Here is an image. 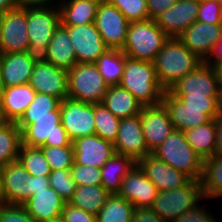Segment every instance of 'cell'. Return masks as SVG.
I'll list each match as a JSON object with an SVG mask.
<instances>
[{"label":"cell","mask_w":222,"mask_h":222,"mask_svg":"<svg viewBox=\"0 0 222 222\" xmlns=\"http://www.w3.org/2000/svg\"><path fill=\"white\" fill-rule=\"evenodd\" d=\"M185 108L194 109H222V97H205V96H175Z\"/></svg>","instance_id":"cell-47"},{"label":"cell","mask_w":222,"mask_h":222,"mask_svg":"<svg viewBox=\"0 0 222 222\" xmlns=\"http://www.w3.org/2000/svg\"><path fill=\"white\" fill-rule=\"evenodd\" d=\"M197 21L208 24H222V5L218 0L199 2Z\"/></svg>","instance_id":"cell-45"},{"label":"cell","mask_w":222,"mask_h":222,"mask_svg":"<svg viewBox=\"0 0 222 222\" xmlns=\"http://www.w3.org/2000/svg\"><path fill=\"white\" fill-rule=\"evenodd\" d=\"M203 197L209 202L222 199V156L203 160V173L200 180Z\"/></svg>","instance_id":"cell-33"},{"label":"cell","mask_w":222,"mask_h":222,"mask_svg":"<svg viewBox=\"0 0 222 222\" xmlns=\"http://www.w3.org/2000/svg\"><path fill=\"white\" fill-rule=\"evenodd\" d=\"M114 5L129 22L149 19L147 0H107Z\"/></svg>","instance_id":"cell-41"},{"label":"cell","mask_w":222,"mask_h":222,"mask_svg":"<svg viewBox=\"0 0 222 222\" xmlns=\"http://www.w3.org/2000/svg\"><path fill=\"white\" fill-rule=\"evenodd\" d=\"M129 23L114 5L105 2L98 6L94 24L109 49L122 50Z\"/></svg>","instance_id":"cell-13"},{"label":"cell","mask_w":222,"mask_h":222,"mask_svg":"<svg viewBox=\"0 0 222 222\" xmlns=\"http://www.w3.org/2000/svg\"><path fill=\"white\" fill-rule=\"evenodd\" d=\"M110 195L102 185H78L68 203L97 216Z\"/></svg>","instance_id":"cell-32"},{"label":"cell","mask_w":222,"mask_h":222,"mask_svg":"<svg viewBox=\"0 0 222 222\" xmlns=\"http://www.w3.org/2000/svg\"><path fill=\"white\" fill-rule=\"evenodd\" d=\"M217 80L219 81L220 87L222 88V62H217L213 66Z\"/></svg>","instance_id":"cell-55"},{"label":"cell","mask_w":222,"mask_h":222,"mask_svg":"<svg viewBox=\"0 0 222 222\" xmlns=\"http://www.w3.org/2000/svg\"><path fill=\"white\" fill-rule=\"evenodd\" d=\"M102 104L119 119L139 115L143 108L136 97L120 85L108 87Z\"/></svg>","instance_id":"cell-28"},{"label":"cell","mask_w":222,"mask_h":222,"mask_svg":"<svg viewBox=\"0 0 222 222\" xmlns=\"http://www.w3.org/2000/svg\"><path fill=\"white\" fill-rule=\"evenodd\" d=\"M2 177H3V167L0 166V203H1V194H2Z\"/></svg>","instance_id":"cell-56"},{"label":"cell","mask_w":222,"mask_h":222,"mask_svg":"<svg viewBox=\"0 0 222 222\" xmlns=\"http://www.w3.org/2000/svg\"><path fill=\"white\" fill-rule=\"evenodd\" d=\"M199 2H205V1H210V0H198Z\"/></svg>","instance_id":"cell-60"},{"label":"cell","mask_w":222,"mask_h":222,"mask_svg":"<svg viewBox=\"0 0 222 222\" xmlns=\"http://www.w3.org/2000/svg\"><path fill=\"white\" fill-rule=\"evenodd\" d=\"M50 187L53 188L66 202L76 190V184L71 177L70 169L52 170L48 176Z\"/></svg>","instance_id":"cell-42"},{"label":"cell","mask_w":222,"mask_h":222,"mask_svg":"<svg viewBox=\"0 0 222 222\" xmlns=\"http://www.w3.org/2000/svg\"><path fill=\"white\" fill-rule=\"evenodd\" d=\"M157 159L200 181L203 159L189 145L185 132L174 129L164 143L152 151Z\"/></svg>","instance_id":"cell-4"},{"label":"cell","mask_w":222,"mask_h":222,"mask_svg":"<svg viewBox=\"0 0 222 222\" xmlns=\"http://www.w3.org/2000/svg\"><path fill=\"white\" fill-rule=\"evenodd\" d=\"M66 201L51 187L35 192L23 206L36 222H48L62 216Z\"/></svg>","instance_id":"cell-24"},{"label":"cell","mask_w":222,"mask_h":222,"mask_svg":"<svg viewBox=\"0 0 222 222\" xmlns=\"http://www.w3.org/2000/svg\"><path fill=\"white\" fill-rule=\"evenodd\" d=\"M74 162L84 166L102 168L115 154L113 143L93 134L72 141Z\"/></svg>","instance_id":"cell-23"},{"label":"cell","mask_w":222,"mask_h":222,"mask_svg":"<svg viewBox=\"0 0 222 222\" xmlns=\"http://www.w3.org/2000/svg\"><path fill=\"white\" fill-rule=\"evenodd\" d=\"M50 187L48 177L29 174L19 161L3 167L1 203L23 205L35 192Z\"/></svg>","instance_id":"cell-6"},{"label":"cell","mask_w":222,"mask_h":222,"mask_svg":"<svg viewBox=\"0 0 222 222\" xmlns=\"http://www.w3.org/2000/svg\"><path fill=\"white\" fill-rule=\"evenodd\" d=\"M61 123L71 141L95 134L94 104L66 98L60 104Z\"/></svg>","instance_id":"cell-12"},{"label":"cell","mask_w":222,"mask_h":222,"mask_svg":"<svg viewBox=\"0 0 222 222\" xmlns=\"http://www.w3.org/2000/svg\"><path fill=\"white\" fill-rule=\"evenodd\" d=\"M43 154L52 170L70 169L74 164L73 146H41Z\"/></svg>","instance_id":"cell-40"},{"label":"cell","mask_w":222,"mask_h":222,"mask_svg":"<svg viewBox=\"0 0 222 222\" xmlns=\"http://www.w3.org/2000/svg\"><path fill=\"white\" fill-rule=\"evenodd\" d=\"M18 161L33 176L48 177L51 173L48 161L40 147H30L21 144Z\"/></svg>","instance_id":"cell-37"},{"label":"cell","mask_w":222,"mask_h":222,"mask_svg":"<svg viewBox=\"0 0 222 222\" xmlns=\"http://www.w3.org/2000/svg\"><path fill=\"white\" fill-rule=\"evenodd\" d=\"M217 119L188 129L185 135L189 145L203 159L215 156Z\"/></svg>","instance_id":"cell-31"},{"label":"cell","mask_w":222,"mask_h":222,"mask_svg":"<svg viewBox=\"0 0 222 222\" xmlns=\"http://www.w3.org/2000/svg\"><path fill=\"white\" fill-rule=\"evenodd\" d=\"M204 199L201 183L191 179L186 185L171 191H159L150 207L165 222H174Z\"/></svg>","instance_id":"cell-8"},{"label":"cell","mask_w":222,"mask_h":222,"mask_svg":"<svg viewBox=\"0 0 222 222\" xmlns=\"http://www.w3.org/2000/svg\"><path fill=\"white\" fill-rule=\"evenodd\" d=\"M62 217L65 222H97V217L80 209L72 206L68 202L65 203L62 211Z\"/></svg>","instance_id":"cell-48"},{"label":"cell","mask_w":222,"mask_h":222,"mask_svg":"<svg viewBox=\"0 0 222 222\" xmlns=\"http://www.w3.org/2000/svg\"><path fill=\"white\" fill-rule=\"evenodd\" d=\"M21 130L22 145L73 146L61 123V117L21 118L17 122Z\"/></svg>","instance_id":"cell-9"},{"label":"cell","mask_w":222,"mask_h":222,"mask_svg":"<svg viewBox=\"0 0 222 222\" xmlns=\"http://www.w3.org/2000/svg\"><path fill=\"white\" fill-rule=\"evenodd\" d=\"M3 92H4V85H3V81H2V77H1V73H0V101H1V98L3 95Z\"/></svg>","instance_id":"cell-57"},{"label":"cell","mask_w":222,"mask_h":222,"mask_svg":"<svg viewBox=\"0 0 222 222\" xmlns=\"http://www.w3.org/2000/svg\"><path fill=\"white\" fill-rule=\"evenodd\" d=\"M35 94L36 91L29 84L4 88L0 101V120L17 123Z\"/></svg>","instance_id":"cell-25"},{"label":"cell","mask_w":222,"mask_h":222,"mask_svg":"<svg viewBox=\"0 0 222 222\" xmlns=\"http://www.w3.org/2000/svg\"><path fill=\"white\" fill-rule=\"evenodd\" d=\"M34 64L26 52L0 54L4 88L28 84Z\"/></svg>","instance_id":"cell-26"},{"label":"cell","mask_w":222,"mask_h":222,"mask_svg":"<svg viewBox=\"0 0 222 222\" xmlns=\"http://www.w3.org/2000/svg\"><path fill=\"white\" fill-rule=\"evenodd\" d=\"M63 27L71 38L77 63H96L98 58L109 49L94 23Z\"/></svg>","instance_id":"cell-15"},{"label":"cell","mask_w":222,"mask_h":222,"mask_svg":"<svg viewBox=\"0 0 222 222\" xmlns=\"http://www.w3.org/2000/svg\"><path fill=\"white\" fill-rule=\"evenodd\" d=\"M60 104V99L36 92L33 101L21 118L61 117Z\"/></svg>","instance_id":"cell-39"},{"label":"cell","mask_w":222,"mask_h":222,"mask_svg":"<svg viewBox=\"0 0 222 222\" xmlns=\"http://www.w3.org/2000/svg\"><path fill=\"white\" fill-rule=\"evenodd\" d=\"M113 145L115 154L131 157L135 162L152 154L143 134L140 114L120 119L117 139Z\"/></svg>","instance_id":"cell-16"},{"label":"cell","mask_w":222,"mask_h":222,"mask_svg":"<svg viewBox=\"0 0 222 222\" xmlns=\"http://www.w3.org/2000/svg\"><path fill=\"white\" fill-rule=\"evenodd\" d=\"M215 156H222V114L217 118Z\"/></svg>","instance_id":"cell-53"},{"label":"cell","mask_w":222,"mask_h":222,"mask_svg":"<svg viewBox=\"0 0 222 222\" xmlns=\"http://www.w3.org/2000/svg\"><path fill=\"white\" fill-rule=\"evenodd\" d=\"M68 74V98L90 104H102L109 85L96 63H77Z\"/></svg>","instance_id":"cell-7"},{"label":"cell","mask_w":222,"mask_h":222,"mask_svg":"<svg viewBox=\"0 0 222 222\" xmlns=\"http://www.w3.org/2000/svg\"><path fill=\"white\" fill-rule=\"evenodd\" d=\"M125 57L126 55L121 50L108 49L96 61L99 73L109 86L119 85L123 74Z\"/></svg>","instance_id":"cell-35"},{"label":"cell","mask_w":222,"mask_h":222,"mask_svg":"<svg viewBox=\"0 0 222 222\" xmlns=\"http://www.w3.org/2000/svg\"><path fill=\"white\" fill-rule=\"evenodd\" d=\"M205 62L211 66L217 62H222V36Z\"/></svg>","instance_id":"cell-52"},{"label":"cell","mask_w":222,"mask_h":222,"mask_svg":"<svg viewBox=\"0 0 222 222\" xmlns=\"http://www.w3.org/2000/svg\"><path fill=\"white\" fill-rule=\"evenodd\" d=\"M29 46L27 55L34 63L48 62V44L60 26L57 4L26 8Z\"/></svg>","instance_id":"cell-2"},{"label":"cell","mask_w":222,"mask_h":222,"mask_svg":"<svg viewBox=\"0 0 222 222\" xmlns=\"http://www.w3.org/2000/svg\"><path fill=\"white\" fill-rule=\"evenodd\" d=\"M202 62L178 38H169L158 52L154 66L160 85L167 91Z\"/></svg>","instance_id":"cell-1"},{"label":"cell","mask_w":222,"mask_h":222,"mask_svg":"<svg viewBox=\"0 0 222 222\" xmlns=\"http://www.w3.org/2000/svg\"><path fill=\"white\" fill-rule=\"evenodd\" d=\"M134 210L131 202L112 194L97 214V222H131Z\"/></svg>","instance_id":"cell-36"},{"label":"cell","mask_w":222,"mask_h":222,"mask_svg":"<svg viewBox=\"0 0 222 222\" xmlns=\"http://www.w3.org/2000/svg\"><path fill=\"white\" fill-rule=\"evenodd\" d=\"M131 222H165L151 208H135Z\"/></svg>","instance_id":"cell-50"},{"label":"cell","mask_w":222,"mask_h":222,"mask_svg":"<svg viewBox=\"0 0 222 222\" xmlns=\"http://www.w3.org/2000/svg\"><path fill=\"white\" fill-rule=\"evenodd\" d=\"M198 11V0H177L155 21L157 26L169 38H178L189 26L197 21Z\"/></svg>","instance_id":"cell-18"},{"label":"cell","mask_w":222,"mask_h":222,"mask_svg":"<svg viewBox=\"0 0 222 222\" xmlns=\"http://www.w3.org/2000/svg\"><path fill=\"white\" fill-rule=\"evenodd\" d=\"M222 36V24L195 21L178 39L203 62Z\"/></svg>","instance_id":"cell-21"},{"label":"cell","mask_w":222,"mask_h":222,"mask_svg":"<svg viewBox=\"0 0 222 222\" xmlns=\"http://www.w3.org/2000/svg\"><path fill=\"white\" fill-rule=\"evenodd\" d=\"M136 164L159 191H171L186 185L191 178L150 154Z\"/></svg>","instance_id":"cell-22"},{"label":"cell","mask_w":222,"mask_h":222,"mask_svg":"<svg viewBox=\"0 0 222 222\" xmlns=\"http://www.w3.org/2000/svg\"><path fill=\"white\" fill-rule=\"evenodd\" d=\"M161 103L166 108L174 129L183 132L217 119L222 114V109L185 108V104L169 90L163 94Z\"/></svg>","instance_id":"cell-14"},{"label":"cell","mask_w":222,"mask_h":222,"mask_svg":"<svg viewBox=\"0 0 222 222\" xmlns=\"http://www.w3.org/2000/svg\"><path fill=\"white\" fill-rule=\"evenodd\" d=\"M28 84L36 92L54 96L61 101L68 98L67 70L50 62L35 63Z\"/></svg>","instance_id":"cell-17"},{"label":"cell","mask_w":222,"mask_h":222,"mask_svg":"<svg viewBox=\"0 0 222 222\" xmlns=\"http://www.w3.org/2000/svg\"><path fill=\"white\" fill-rule=\"evenodd\" d=\"M135 164L131 157L114 154L101 168V185L111 195L118 194L123 178Z\"/></svg>","instance_id":"cell-30"},{"label":"cell","mask_w":222,"mask_h":222,"mask_svg":"<svg viewBox=\"0 0 222 222\" xmlns=\"http://www.w3.org/2000/svg\"><path fill=\"white\" fill-rule=\"evenodd\" d=\"M90 1L97 3L98 5H101L102 3L107 2V0H90Z\"/></svg>","instance_id":"cell-59"},{"label":"cell","mask_w":222,"mask_h":222,"mask_svg":"<svg viewBox=\"0 0 222 222\" xmlns=\"http://www.w3.org/2000/svg\"><path fill=\"white\" fill-rule=\"evenodd\" d=\"M21 144V130L17 123L0 120V166L18 161Z\"/></svg>","instance_id":"cell-34"},{"label":"cell","mask_w":222,"mask_h":222,"mask_svg":"<svg viewBox=\"0 0 222 222\" xmlns=\"http://www.w3.org/2000/svg\"><path fill=\"white\" fill-rule=\"evenodd\" d=\"M26 8L0 16V54L26 52L29 46Z\"/></svg>","instance_id":"cell-10"},{"label":"cell","mask_w":222,"mask_h":222,"mask_svg":"<svg viewBox=\"0 0 222 222\" xmlns=\"http://www.w3.org/2000/svg\"><path fill=\"white\" fill-rule=\"evenodd\" d=\"M15 0H0V16L7 11L16 9Z\"/></svg>","instance_id":"cell-54"},{"label":"cell","mask_w":222,"mask_h":222,"mask_svg":"<svg viewBox=\"0 0 222 222\" xmlns=\"http://www.w3.org/2000/svg\"><path fill=\"white\" fill-rule=\"evenodd\" d=\"M71 177L78 185H101V168L74 164L70 168Z\"/></svg>","instance_id":"cell-43"},{"label":"cell","mask_w":222,"mask_h":222,"mask_svg":"<svg viewBox=\"0 0 222 222\" xmlns=\"http://www.w3.org/2000/svg\"><path fill=\"white\" fill-rule=\"evenodd\" d=\"M140 121L147 147L151 152L164 143L174 130L168 112L162 103L143 106Z\"/></svg>","instance_id":"cell-19"},{"label":"cell","mask_w":222,"mask_h":222,"mask_svg":"<svg viewBox=\"0 0 222 222\" xmlns=\"http://www.w3.org/2000/svg\"><path fill=\"white\" fill-rule=\"evenodd\" d=\"M169 37L155 20L130 22L122 52L131 59L154 62Z\"/></svg>","instance_id":"cell-5"},{"label":"cell","mask_w":222,"mask_h":222,"mask_svg":"<svg viewBox=\"0 0 222 222\" xmlns=\"http://www.w3.org/2000/svg\"><path fill=\"white\" fill-rule=\"evenodd\" d=\"M17 8L44 7L57 4V0H15Z\"/></svg>","instance_id":"cell-51"},{"label":"cell","mask_w":222,"mask_h":222,"mask_svg":"<svg viewBox=\"0 0 222 222\" xmlns=\"http://www.w3.org/2000/svg\"><path fill=\"white\" fill-rule=\"evenodd\" d=\"M57 5L62 26H82L94 23L99 6L90 0H59Z\"/></svg>","instance_id":"cell-27"},{"label":"cell","mask_w":222,"mask_h":222,"mask_svg":"<svg viewBox=\"0 0 222 222\" xmlns=\"http://www.w3.org/2000/svg\"><path fill=\"white\" fill-rule=\"evenodd\" d=\"M159 190L137 164L123 178L118 196L131 202L135 208H150Z\"/></svg>","instance_id":"cell-20"},{"label":"cell","mask_w":222,"mask_h":222,"mask_svg":"<svg viewBox=\"0 0 222 222\" xmlns=\"http://www.w3.org/2000/svg\"><path fill=\"white\" fill-rule=\"evenodd\" d=\"M0 222H36L23 205L0 203Z\"/></svg>","instance_id":"cell-46"},{"label":"cell","mask_w":222,"mask_h":222,"mask_svg":"<svg viewBox=\"0 0 222 222\" xmlns=\"http://www.w3.org/2000/svg\"><path fill=\"white\" fill-rule=\"evenodd\" d=\"M48 222H65L64 218L62 216L54 218Z\"/></svg>","instance_id":"cell-58"},{"label":"cell","mask_w":222,"mask_h":222,"mask_svg":"<svg viewBox=\"0 0 222 222\" xmlns=\"http://www.w3.org/2000/svg\"><path fill=\"white\" fill-rule=\"evenodd\" d=\"M95 135L114 144L117 139L120 119L103 104H94Z\"/></svg>","instance_id":"cell-38"},{"label":"cell","mask_w":222,"mask_h":222,"mask_svg":"<svg viewBox=\"0 0 222 222\" xmlns=\"http://www.w3.org/2000/svg\"><path fill=\"white\" fill-rule=\"evenodd\" d=\"M206 199L204 198L200 203H198L193 209L189 210L188 212H185L182 214L180 217H178L174 222H221L218 220V214L216 218V214H213V211L210 205L208 206L205 201ZM206 205V206H205ZM210 208V209H209ZM215 216V217H214Z\"/></svg>","instance_id":"cell-44"},{"label":"cell","mask_w":222,"mask_h":222,"mask_svg":"<svg viewBox=\"0 0 222 222\" xmlns=\"http://www.w3.org/2000/svg\"><path fill=\"white\" fill-rule=\"evenodd\" d=\"M177 0H147L149 19L155 20Z\"/></svg>","instance_id":"cell-49"},{"label":"cell","mask_w":222,"mask_h":222,"mask_svg":"<svg viewBox=\"0 0 222 222\" xmlns=\"http://www.w3.org/2000/svg\"><path fill=\"white\" fill-rule=\"evenodd\" d=\"M119 85L130 91L142 106L158 105L165 90L160 85L154 62L125 57Z\"/></svg>","instance_id":"cell-3"},{"label":"cell","mask_w":222,"mask_h":222,"mask_svg":"<svg viewBox=\"0 0 222 222\" xmlns=\"http://www.w3.org/2000/svg\"><path fill=\"white\" fill-rule=\"evenodd\" d=\"M169 91L174 96L222 97V88L216 78L214 69L206 62L199 64Z\"/></svg>","instance_id":"cell-11"},{"label":"cell","mask_w":222,"mask_h":222,"mask_svg":"<svg viewBox=\"0 0 222 222\" xmlns=\"http://www.w3.org/2000/svg\"><path fill=\"white\" fill-rule=\"evenodd\" d=\"M48 62L67 71L77 64L71 38L61 24L48 44Z\"/></svg>","instance_id":"cell-29"}]
</instances>
